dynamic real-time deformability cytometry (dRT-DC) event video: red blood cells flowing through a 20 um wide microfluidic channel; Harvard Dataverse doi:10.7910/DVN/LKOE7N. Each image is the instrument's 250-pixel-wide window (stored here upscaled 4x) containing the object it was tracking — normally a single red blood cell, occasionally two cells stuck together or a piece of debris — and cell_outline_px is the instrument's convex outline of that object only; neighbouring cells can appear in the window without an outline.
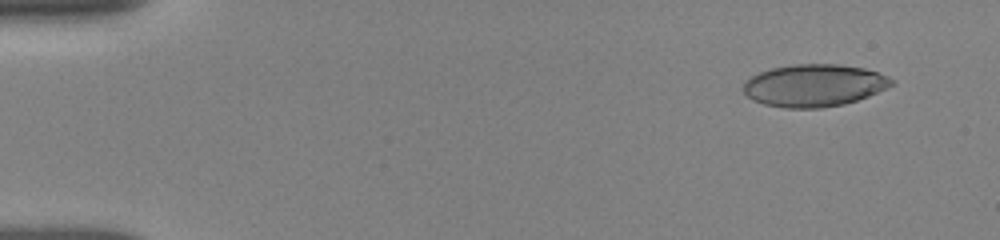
{"species": "human", "species_latin": "Homo sapiens", "temperature_condition": "room temperature", "stored_images_in_passage": 59, "camera_frame_rate_fps": 3000, "um_per_image_px": 0.085, "donor": {"sex": "female"}, "frame": {"image": 1, "passage_image": 1, "time_ms": 0.0, "image_size_px": [1000, 240], "cell_outline_px": [[896, 84], [888, 88], [868, 96], [844, 104], [820, 108], [784, 108], [764, 104], [752, 100], [744, 92], [744, 84], [752, 76], [760, 72], [772, 68], [796, 64], [840, 64], [864, 68], [888, 76]], "centroid_in_image_um": [69.23, 7.26], "position_along_channel_um": 15.8, "area_um2": 36.47}}
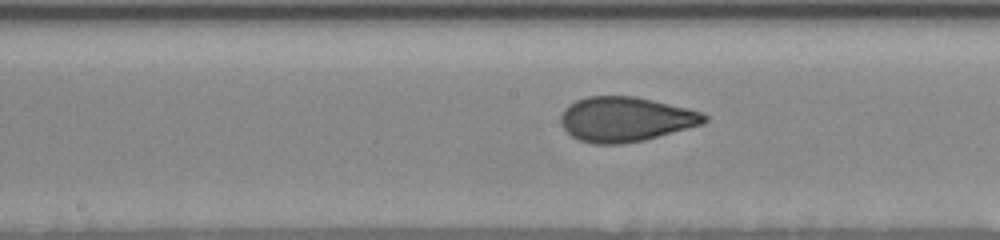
{"frame": {"image": 2, "passage_image": 28, "time_ms": 7.667, "image_size_px": [1000, 240], "cell_outline_px": [[708, 120], [704, 124], [644, 140], [624, 144], [592, 144], [580, 140], [572, 136], [560, 124], [560, 116], [564, 108], [568, 104], [576, 100], [588, 96], [636, 96], [688, 108], [704, 112], [708, 116]], "centroid_in_image_um": [53.18, 10.13], "position_along_channel_um": 195.0, "area_um2": 37.8}}
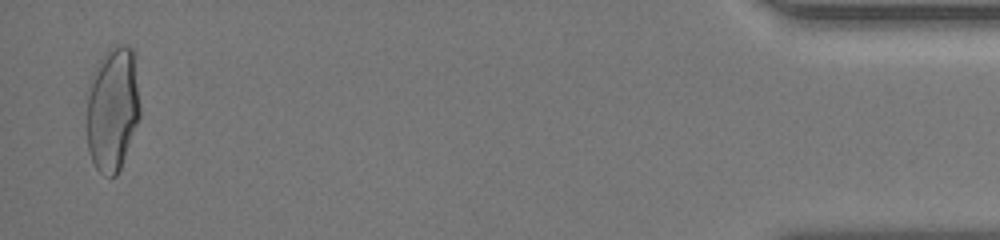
{"frame": {"image": 3, "passage_image": 57, "time_ms": 15.667, "image_size_px": [1000, 240], "cell_outline_px": [[140, 116], [120, 168], [116, 176], [104, 176], [96, 168], [92, 160], [88, 148], [88, 96], [92, 72], [96, 64], [116, 44], [128, 44], [132, 48], [140, 108]], "centroid_in_image_um": [9.57, 9.27], "position_along_channel_um": 425.6, "area_um2": 38.03}, "authors_computed_cell_mechanics": {"area_um2": 36.992, "velocity_mm_per_s": 3.8611, "shape_relaxation_time_tau1_ms": 6.5502, "shape_relaxation_time_tau2_ms": 0.8691, "deformation_change_tau1": 0.1887, "deformation_change_tau2": 0.0724}}